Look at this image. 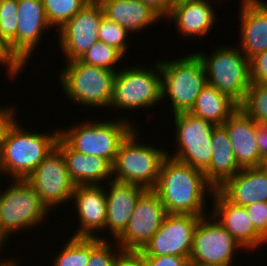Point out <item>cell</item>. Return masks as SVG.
Instances as JSON below:
<instances>
[{
	"instance_id": "1",
	"label": "cell",
	"mask_w": 267,
	"mask_h": 266,
	"mask_svg": "<svg viewBox=\"0 0 267 266\" xmlns=\"http://www.w3.org/2000/svg\"><path fill=\"white\" fill-rule=\"evenodd\" d=\"M169 155L167 153L163 160L156 186L152 190L167 213L206 216L204 207L207 192L212 195L214 188L206 181L204 172Z\"/></svg>"
},
{
	"instance_id": "2",
	"label": "cell",
	"mask_w": 267,
	"mask_h": 266,
	"mask_svg": "<svg viewBox=\"0 0 267 266\" xmlns=\"http://www.w3.org/2000/svg\"><path fill=\"white\" fill-rule=\"evenodd\" d=\"M15 122L0 148V172L11 178L25 180L56 147L59 131L27 132Z\"/></svg>"
},
{
	"instance_id": "3",
	"label": "cell",
	"mask_w": 267,
	"mask_h": 266,
	"mask_svg": "<svg viewBox=\"0 0 267 266\" xmlns=\"http://www.w3.org/2000/svg\"><path fill=\"white\" fill-rule=\"evenodd\" d=\"M159 64L162 100L169 96L173 114L189 112L207 84L202 60L194 53L177 60H162Z\"/></svg>"
},
{
	"instance_id": "4",
	"label": "cell",
	"mask_w": 267,
	"mask_h": 266,
	"mask_svg": "<svg viewBox=\"0 0 267 266\" xmlns=\"http://www.w3.org/2000/svg\"><path fill=\"white\" fill-rule=\"evenodd\" d=\"M137 134L135 128L120 143L112 164V174H115L113 179L153 189L168 151L138 144Z\"/></svg>"
},
{
	"instance_id": "5",
	"label": "cell",
	"mask_w": 267,
	"mask_h": 266,
	"mask_svg": "<svg viewBox=\"0 0 267 266\" xmlns=\"http://www.w3.org/2000/svg\"><path fill=\"white\" fill-rule=\"evenodd\" d=\"M65 66L59 80L69 99L87 107L110 106L117 71L87 65L78 59Z\"/></svg>"
},
{
	"instance_id": "6",
	"label": "cell",
	"mask_w": 267,
	"mask_h": 266,
	"mask_svg": "<svg viewBox=\"0 0 267 266\" xmlns=\"http://www.w3.org/2000/svg\"><path fill=\"white\" fill-rule=\"evenodd\" d=\"M125 119L87 121L59 131V136L74 150L99 156L113 164L120 143L135 128Z\"/></svg>"
},
{
	"instance_id": "7",
	"label": "cell",
	"mask_w": 267,
	"mask_h": 266,
	"mask_svg": "<svg viewBox=\"0 0 267 266\" xmlns=\"http://www.w3.org/2000/svg\"><path fill=\"white\" fill-rule=\"evenodd\" d=\"M219 47L210 56L196 52L202 60L207 83L240 105L251 84L249 59L235 47Z\"/></svg>"
},
{
	"instance_id": "8",
	"label": "cell",
	"mask_w": 267,
	"mask_h": 266,
	"mask_svg": "<svg viewBox=\"0 0 267 266\" xmlns=\"http://www.w3.org/2000/svg\"><path fill=\"white\" fill-rule=\"evenodd\" d=\"M48 212L40 196L25 180L14 179L12 185L0 193V235L7 241L12 232L37 226Z\"/></svg>"
},
{
	"instance_id": "9",
	"label": "cell",
	"mask_w": 267,
	"mask_h": 266,
	"mask_svg": "<svg viewBox=\"0 0 267 266\" xmlns=\"http://www.w3.org/2000/svg\"><path fill=\"white\" fill-rule=\"evenodd\" d=\"M154 66L155 70L151 68L148 70L141 66L118 70L109 107L130 111L143 107L149 108L162 101L159 61Z\"/></svg>"
},
{
	"instance_id": "10",
	"label": "cell",
	"mask_w": 267,
	"mask_h": 266,
	"mask_svg": "<svg viewBox=\"0 0 267 266\" xmlns=\"http://www.w3.org/2000/svg\"><path fill=\"white\" fill-rule=\"evenodd\" d=\"M173 115L178 147L175 155L171 157L204 172L209 167L212 158L211 134L216 124L189 112Z\"/></svg>"
},
{
	"instance_id": "11",
	"label": "cell",
	"mask_w": 267,
	"mask_h": 266,
	"mask_svg": "<svg viewBox=\"0 0 267 266\" xmlns=\"http://www.w3.org/2000/svg\"><path fill=\"white\" fill-rule=\"evenodd\" d=\"M207 216L209 215L200 217L194 229L189 261L232 266L235 251L244 248L216 219L214 220L213 215L209 216L210 218Z\"/></svg>"
},
{
	"instance_id": "12",
	"label": "cell",
	"mask_w": 267,
	"mask_h": 266,
	"mask_svg": "<svg viewBox=\"0 0 267 266\" xmlns=\"http://www.w3.org/2000/svg\"><path fill=\"white\" fill-rule=\"evenodd\" d=\"M25 181L40 196L42 204L48 211L58 204L72 200L76 186L70 179L64 156L57 147L43 159Z\"/></svg>"
},
{
	"instance_id": "13",
	"label": "cell",
	"mask_w": 267,
	"mask_h": 266,
	"mask_svg": "<svg viewBox=\"0 0 267 266\" xmlns=\"http://www.w3.org/2000/svg\"><path fill=\"white\" fill-rule=\"evenodd\" d=\"M166 214L158 195L147 189L138 198L128 226L115 242L124 252L142 250L161 227Z\"/></svg>"
},
{
	"instance_id": "14",
	"label": "cell",
	"mask_w": 267,
	"mask_h": 266,
	"mask_svg": "<svg viewBox=\"0 0 267 266\" xmlns=\"http://www.w3.org/2000/svg\"><path fill=\"white\" fill-rule=\"evenodd\" d=\"M199 219L196 215L167 213L158 231L136 253L139 256L178 255L189 258L193 232Z\"/></svg>"
},
{
	"instance_id": "15",
	"label": "cell",
	"mask_w": 267,
	"mask_h": 266,
	"mask_svg": "<svg viewBox=\"0 0 267 266\" xmlns=\"http://www.w3.org/2000/svg\"><path fill=\"white\" fill-rule=\"evenodd\" d=\"M103 16L102 6L89 1L58 30L59 47L67 62L79 59L99 40L98 31Z\"/></svg>"
},
{
	"instance_id": "16",
	"label": "cell",
	"mask_w": 267,
	"mask_h": 266,
	"mask_svg": "<svg viewBox=\"0 0 267 266\" xmlns=\"http://www.w3.org/2000/svg\"><path fill=\"white\" fill-rule=\"evenodd\" d=\"M18 27L10 49L26 65L41 41L43 31L52 28L47 21L42 0H18Z\"/></svg>"
},
{
	"instance_id": "17",
	"label": "cell",
	"mask_w": 267,
	"mask_h": 266,
	"mask_svg": "<svg viewBox=\"0 0 267 266\" xmlns=\"http://www.w3.org/2000/svg\"><path fill=\"white\" fill-rule=\"evenodd\" d=\"M226 128L238 165L243 168L264 165L257 145V132L261 126L238 108L223 124Z\"/></svg>"
},
{
	"instance_id": "18",
	"label": "cell",
	"mask_w": 267,
	"mask_h": 266,
	"mask_svg": "<svg viewBox=\"0 0 267 266\" xmlns=\"http://www.w3.org/2000/svg\"><path fill=\"white\" fill-rule=\"evenodd\" d=\"M213 212L216 219L244 248L251 251L267 243L254 229L244 206L228 201L217 189L212 194Z\"/></svg>"
},
{
	"instance_id": "19",
	"label": "cell",
	"mask_w": 267,
	"mask_h": 266,
	"mask_svg": "<svg viewBox=\"0 0 267 266\" xmlns=\"http://www.w3.org/2000/svg\"><path fill=\"white\" fill-rule=\"evenodd\" d=\"M101 185L75 186L72 199H76L75 209L81 226L72 237L94 238L99 230L106 227V194ZM97 230V231H96Z\"/></svg>"
},
{
	"instance_id": "20",
	"label": "cell",
	"mask_w": 267,
	"mask_h": 266,
	"mask_svg": "<svg viewBox=\"0 0 267 266\" xmlns=\"http://www.w3.org/2000/svg\"><path fill=\"white\" fill-rule=\"evenodd\" d=\"M105 189L107 214L105 229L116 240L128 226L138 198L147 190L142 186L112 179Z\"/></svg>"
},
{
	"instance_id": "21",
	"label": "cell",
	"mask_w": 267,
	"mask_h": 266,
	"mask_svg": "<svg viewBox=\"0 0 267 266\" xmlns=\"http://www.w3.org/2000/svg\"><path fill=\"white\" fill-rule=\"evenodd\" d=\"M56 147L62 152L70 179L76 186L100 185V181H110L114 177L112 164L108 160L76 151L60 136Z\"/></svg>"
},
{
	"instance_id": "22",
	"label": "cell",
	"mask_w": 267,
	"mask_h": 266,
	"mask_svg": "<svg viewBox=\"0 0 267 266\" xmlns=\"http://www.w3.org/2000/svg\"><path fill=\"white\" fill-rule=\"evenodd\" d=\"M240 3V49L249 59L267 50V2L241 0Z\"/></svg>"
},
{
	"instance_id": "23",
	"label": "cell",
	"mask_w": 267,
	"mask_h": 266,
	"mask_svg": "<svg viewBox=\"0 0 267 266\" xmlns=\"http://www.w3.org/2000/svg\"><path fill=\"white\" fill-rule=\"evenodd\" d=\"M217 190L228 201L244 207L267 202V169L264 166L243 168Z\"/></svg>"
},
{
	"instance_id": "24",
	"label": "cell",
	"mask_w": 267,
	"mask_h": 266,
	"mask_svg": "<svg viewBox=\"0 0 267 266\" xmlns=\"http://www.w3.org/2000/svg\"><path fill=\"white\" fill-rule=\"evenodd\" d=\"M207 0H183L173 4L167 19L177 25L178 33L204 37L212 29L216 14Z\"/></svg>"
},
{
	"instance_id": "25",
	"label": "cell",
	"mask_w": 267,
	"mask_h": 266,
	"mask_svg": "<svg viewBox=\"0 0 267 266\" xmlns=\"http://www.w3.org/2000/svg\"><path fill=\"white\" fill-rule=\"evenodd\" d=\"M211 141L213 154L204 176L214 189H218L242 168L237 163L228 132L223 125H216L211 134Z\"/></svg>"
},
{
	"instance_id": "26",
	"label": "cell",
	"mask_w": 267,
	"mask_h": 266,
	"mask_svg": "<svg viewBox=\"0 0 267 266\" xmlns=\"http://www.w3.org/2000/svg\"><path fill=\"white\" fill-rule=\"evenodd\" d=\"M100 5L105 17L129 33L139 32L161 18L141 0H106Z\"/></svg>"
},
{
	"instance_id": "27",
	"label": "cell",
	"mask_w": 267,
	"mask_h": 266,
	"mask_svg": "<svg viewBox=\"0 0 267 266\" xmlns=\"http://www.w3.org/2000/svg\"><path fill=\"white\" fill-rule=\"evenodd\" d=\"M238 108L234 100L207 83L189 113L216 125H223Z\"/></svg>"
},
{
	"instance_id": "28",
	"label": "cell",
	"mask_w": 267,
	"mask_h": 266,
	"mask_svg": "<svg viewBox=\"0 0 267 266\" xmlns=\"http://www.w3.org/2000/svg\"><path fill=\"white\" fill-rule=\"evenodd\" d=\"M89 0H42L48 23L58 29L73 18Z\"/></svg>"
},
{
	"instance_id": "29",
	"label": "cell",
	"mask_w": 267,
	"mask_h": 266,
	"mask_svg": "<svg viewBox=\"0 0 267 266\" xmlns=\"http://www.w3.org/2000/svg\"><path fill=\"white\" fill-rule=\"evenodd\" d=\"M239 108L261 126H267V84L251 83Z\"/></svg>"
},
{
	"instance_id": "30",
	"label": "cell",
	"mask_w": 267,
	"mask_h": 266,
	"mask_svg": "<svg viewBox=\"0 0 267 266\" xmlns=\"http://www.w3.org/2000/svg\"><path fill=\"white\" fill-rule=\"evenodd\" d=\"M90 257V238L69 237L55 257L53 266H87Z\"/></svg>"
},
{
	"instance_id": "31",
	"label": "cell",
	"mask_w": 267,
	"mask_h": 266,
	"mask_svg": "<svg viewBox=\"0 0 267 266\" xmlns=\"http://www.w3.org/2000/svg\"><path fill=\"white\" fill-rule=\"evenodd\" d=\"M122 57L123 55L117 49L98 40L78 60L87 65L116 71L113 65L116 66Z\"/></svg>"
},
{
	"instance_id": "32",
	"label": "cell",
	"mask_w": 267,
	"mask_h": 266,
	"mask_svg": "<svg viewBox=\"0 0 267 266\" xmlns=\"http://www.w3.org/2000/svg\"><path fill=\"white\" fill-rule=\"evenodd\" d=\"M116 252L112 251L110 243L105 238L94 237L90 238V257L87 261V266H116L120 255L124 252L117 243ZM112 249V250H111Z\"/></svg>"
},
{
	"instance_id": "33",
	"label": "cell",
	"mask_w": 267,
	"mask_h": 266,
	"mask_svg": "<svg viewBox=\"0 0 267 266\" xmlns=\"http://www.w3.org/2000/svg\"><path fill=\"white\" fill-rule=\"evenodd\" d=\"M98 35L100 41L114 47L123 56L127 53L128 43H126V39L130 33L122 26L103 16Z\"/></svg>"
},
{
	"instance_id": "34",
	"label": "cell",
	"mask_w": 267,
	"mask_h": 266,
	"mask_svg": "<svg viewBox=\"0 0 267 266\" xmlns=\"http://www.w3.org/2000/svg\"><path fill=\"white\" fill-rule=\"evenodd\" d=\"M18 0H0V35L10 45L18 27Z\"/></svg>"
},
{
	"instance_id": "35",
	"label": "cell",
	"mask_w": 267,
	"mask_h": 266,
	"mask_svg": "<svg viewBox=\"0 0 267 266\" xmlns=\"http://www.w3.org/2000/svg\"><path fill=\"white\" fill-rule=\"evenodd\" d=\"M245 208L255 231L267 242V202H256Z\"/></svg>"
},
{
	"instance_id": "36",
	"label": "cell",
	"mask_w": 267,
	"mask_h": 266,
	"mask_svg": "<svg viewBox=\"0 0 267 266\" xmlns=\"http://www.w3.org/2000/svg\"><path fill=\"white\" fill-rule=\"evenodd\" d=\"M0 64L7 65V73L12 75V77L17 76V74L22 71L25 64L15 55V53L10 49V45L7 41L0 35ZM24 65V66H23Z\"/></svg>"
},
{
	"instance_id": "37",
	"label": "cell",
	"mask_w": 267,
	"mask_h": 266,
	"mask_svg": "<svg viewBox=\"0 0 267 266\" xmlns=\"http://www.w3.org/2000/svg\"><path fill=\"white\" fill-rule=\"evenodd\" d=\"M251 83L267 84V50L249 58Z\"/></svg>"
},
{
	"instance_id": "38",
	"label": "cell",
	"mask_w": 267,
	"mask_h": 266,
	"mask_svg": "<svg viewBox=\"0 0 267 266\" xmlns=\"http://www.w3.org/2000/svg\"><path fill=\"white\" fill-rule=\"evenodd\" d=\"M145 266H188L189 258L178 255L140 256Z\"/></svg>"
},
{
	"instance_id": "39",
	"label": "cell",
	"mask_w": 267,
	"mask_h": 266,
	"mask_svg": "<svg viewBox=\"0 0 267 266\" xmlns=\"http://www.w3.org/2000/svg\"><path fill=\"white\" fill-rule=\"evenodd\" d=\"M13 111L14 110L9 106L6 108L5 106L4 108L0 107V148L7 136L9 129L16 122L14 119L16 114Z\"/></svg>"
},
{
	"instance_id": "40",
	"label": "cell",
	"mask_w": 267,
	"mask_h": 266,
	"mask_svg": "<svg viewBox=\"0 0 267 266\" xmlns=\"http://www.w3.org/2000/svg\"><path fill=\"white\" fill-rule=\"evenodd\" d=\"M147 4L154 12H156L161 19L169 15L173 6L171 0H141Z\"/></svg>"
},
{
	"instance_id": "41",
	"label": "cell",
	"mask_w": 267,
	"mask_h": 266,
	"mask_svg": "<svg viewBox=\"0 0 267 266\" xmlns=\"http://www.w3.org/2000/svg\"><path fill=\"white\" fill-rule=\"evenodd\" d=\"M116 266H145L143 259L136 252H123Z\"/></svg>"
},
{
	"instance_id": "42",
	"label": "cell",
	"mask_w": 267,
	"mask_h": 266,
	"mask_svg": "<svg viewBox=\"0 0 267 266\" xmlns=\"http://www.w3.org/2000/svg\"><path fill=\"white\" fill-rule=\"evenodd\" d=\"M257 145L262 157L267 158V126H260L257 132Z\"/></svg>"
},
{
	"instance_id": "43",
	"label": "cell",
	"mask_w": 267,
	"mask_h": 266,
	"mask_svg": "<svg viewBox=\"0 0 267 266\" xmlns=\"http://www.w3.org/2000/svg\"><path fill=\"white\" fill-rule=\"evenodd\" d=\"M0 266H18V261L17 260H13L12 258H11V260L10 259L0 260Z\"/></svg>"
},
{
	"instance_id": "44",
	"label": "cell",
	"mask_w": 267,
	"mask_h": 266,
	"mask_svg": "<svg viewBox=\"0 0 267 266\" xmlns=\"http://www.w3.org/2000/svg\"><path fill=\"white\" fill-rule=\"evenodd\" d=\"M188 266H218V265H210V264H203V263L189 261Z\"/></svg>"
},
{
	"instance_id": "45",
	"label": "cell",
	"mask_w": 267,
	"mask_h": 266,
	"mask_svg": "<svg viewBox=\"0 0 267 266\" xmlns=\"http://www.w3.org/2000/svg\"><path fill=\"white\" fill-rule=\"evenodd\" d=\"M89 1L95 4H102L106 0H89Z\"/></svg>"
},
{
	"instance_id": "46",
	"label": "cell",
	"mask_w": 267,
	"mask_h": 266,
	"mask_svg": "<svg viewBox=\"0 0 267 266\" xmlns=\"http://www.w3.org/2000/svg\"><path fill=\"white\" fill-rule=\"evenodd\" d=\"M4 241H6V240L0 235V248L1 249H3L2 247H3Z\"/></svg>"
},
{
	"instance_id": "47",
	"label": "cell",
	"mask_w": 267,
	"mask_h": 266,
	"mask_svg": "<svg viewBox=\"0 0 267 266\" xmlns=\"http://www.w3.org/2000/svg\"><path fill=\"white\" fill-rule=\"evenodd\" d=\"M263 166L267 169V158H265V161H264V165Z\"/></svg>"
}]
</instances>
